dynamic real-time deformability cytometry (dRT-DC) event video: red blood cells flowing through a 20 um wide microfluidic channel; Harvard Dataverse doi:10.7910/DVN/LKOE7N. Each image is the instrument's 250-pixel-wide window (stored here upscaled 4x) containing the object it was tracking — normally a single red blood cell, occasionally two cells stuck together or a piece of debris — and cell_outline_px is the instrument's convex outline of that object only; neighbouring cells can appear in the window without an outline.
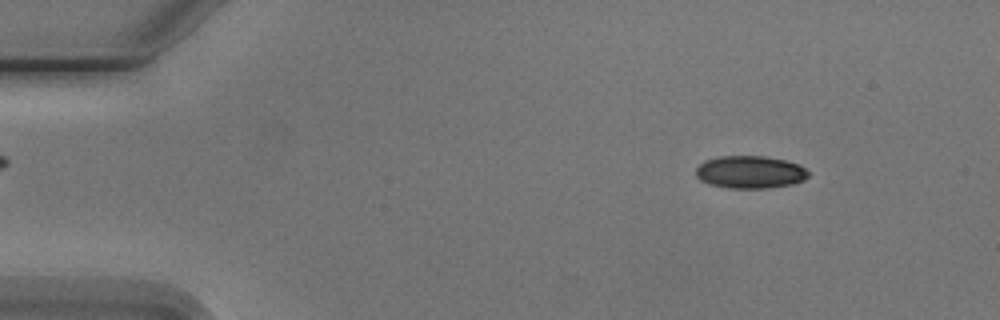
{"species": "Egyptian fruit bat (a non-hibernating species)", "species_latin": "Rousettus aegyptiacus", "temperature_condition": "cold", "stored_images_in_passage": 4, "camera_frame_rate_fps": 3000, "um_per_image_px": 0.085, "animal": {"sex": "male"}, "frame": {"image": 1, "passage_image": 1, "time_ms": 0.0, "image_size_px": [1000, 320], "cell_outline_px": [[808, 176], [804, 180], [792, 184], [768, 188], [728, 188], [708, 184], [700, 180], [696, 176], [696, 168], [704, 160], [720, 156], [764, 156], [784, 160], [800, 164], [808, 172]], "centroid_in_image_um": [63.74, 14.63], "position_along_channel_um": 21.3, "area_um2": 21.44}}